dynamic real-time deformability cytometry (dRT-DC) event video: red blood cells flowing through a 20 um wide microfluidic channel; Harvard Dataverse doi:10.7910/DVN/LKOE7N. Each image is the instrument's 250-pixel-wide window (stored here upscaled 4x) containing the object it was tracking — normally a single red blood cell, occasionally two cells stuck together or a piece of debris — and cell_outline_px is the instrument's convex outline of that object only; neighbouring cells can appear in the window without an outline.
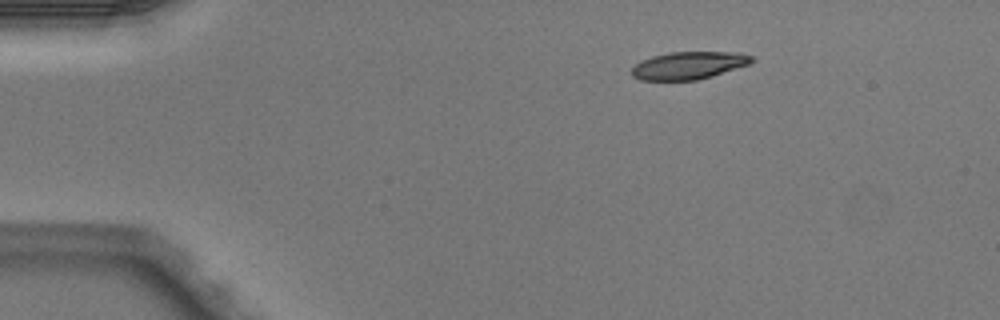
{"species": "Egyptian fruit bat (a non-hibernating species)", "species_latin": "Rousettus aegyptiacus", "temperature_condition": "warm", "stored_images_in_passage": 43, "camera_frame_rate_fps": 3000, "um_per_image_px": 0.085, "animal": {"sex": "male"}, "frame": {"image": 1, "passage_image": 1, "time_ms": 0.0, "image_size_px": [1000, 320], "cell_outline_px": [[756, 60], [748, 64], [712, 76], [696, 80], [640, 80], [632, 76], [632, 68], [640, 60], [652, 56], [668, 52], [740, 52], [752, 56]], "centroid_in_image_um": [58.53, 5.55], "position_along_channel_um": 26.5, "area_um2": 19.31}}
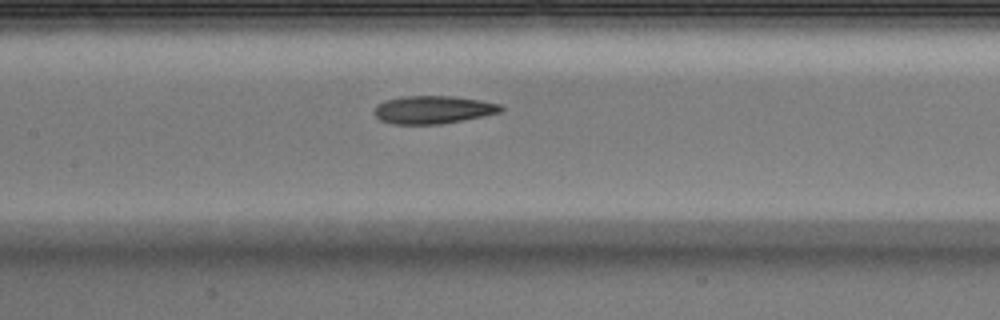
{"frame": {"image": 2, "passage_image": 17, "time_ms": 5.333, "image_size_px": [1000, 320], "cell_outline_px": [[504, 108], [500, 112], [484, 116], [440, 124], [392, 124], [380, 120], [376, 116], [376, 104], [384, 100], [400, 96], [452, 96], [480, 100], [500, 104]], "centroid_in_image_um": [36.8, 9.32], "position_along_channel_um": 170.6, "area_um2": 20.58}}
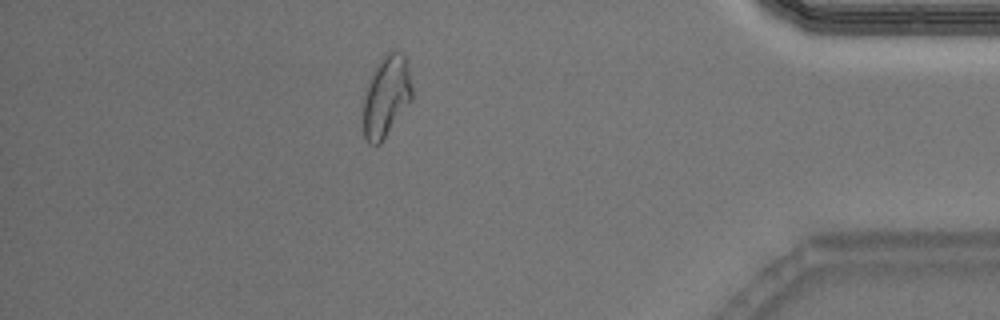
{"frame": {"image": 3, "passage_image": 37, "time_ms": 12.0, "image_size_px": [1000, 320], "cell_outline_px": [[412, 100], [380, 144], [368, 144], [364, 136], [364, 88], [376, 64], [392, 48], [400, 52], [404, 56], [408, 64], [412, 88]], "centroid_in_image_um": [32.83, 8.16], "position_along_channel_um": 402.4, "area_um2": 23.29}, "authors_computed_cell_mechanics": {"area_um2": 20.9814, "velocity_mm_per_s": 4.0373, "shape_relaxation_time_tau1_ms": 7.149, "shape_relaxation_time_tau2_ms": 2.6351, "deformation_change_tau1": 0.2153, "deformation_change_tau2": 0.1025}}